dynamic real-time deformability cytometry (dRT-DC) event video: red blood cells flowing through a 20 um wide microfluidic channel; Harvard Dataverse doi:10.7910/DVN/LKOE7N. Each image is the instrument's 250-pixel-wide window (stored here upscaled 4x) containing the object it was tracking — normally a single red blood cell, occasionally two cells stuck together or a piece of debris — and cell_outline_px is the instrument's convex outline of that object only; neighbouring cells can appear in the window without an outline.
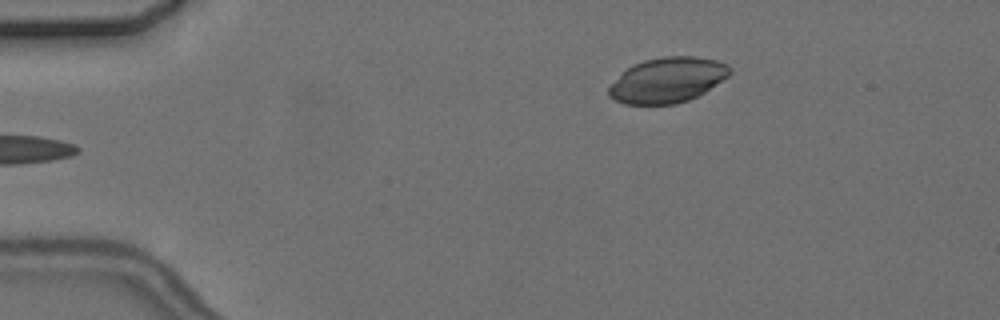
{"species": "common noctule bat (a hibernating species)", "species_latin": "Nyctalus noctula", "temperature_condition": "cold", "stored_images_in_passage": 3, "camera_frame_rate_fps": 3000, "um_per_image_px": 0.085, "animal": {"sex": "female", "body_mass_g": 24.6, "forearm_length_mm": 56.2}, "frame": {"image": 1, "passage_image": 1, "time_ms": 0.0, "image_size_px": [1000, 320], "cell_outline_px": [[732, 72], [728, 76], [704, 92], [688, 100], [676, 104], [624, 104], [608, 96], [608, 88], [632, 64], [644, 60], [664, 56], [696, 56], [716, 60], [728, 64], [732, 68]], "centroid_in_image_um": [56.76, 6.8], "position_along_channel_um": 28.2, "area_um2": 31.73}}